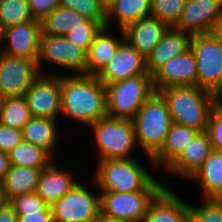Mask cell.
I'll list each match as a JSON object with an SVG mask.
<instances>
[{
    "instance_id": "cell-17",
    "label": "cell",
    "mask_w": 222,
    "mask_h": 222,
    "mask_svg": "<svg viewBox=\"0 0 222 222\" xmlns=\"http://www.w3.org/2000/svg\"><path fill=\"white\" fill-rule=\"evenodd\" d=\"M167 28L165 23L150 15L130 23L123 32L125 40L146 59Z\"/></svg>"
},
{
    "instance_id": "cell-1",
    "label": "cell",
    "mask_w": 222,
    "mask_h": 222,
    "mask_svg": "<svg viewBox=\"0 0 222 222\" xmlns=\"http://www.w3.org/2000/svg\"><path fill=\"white\" fill-rule=\"evenodd\" d=\"M61 113L90 126L106 117V88L93 75H60Z\"/></svg>"
},
{
    "instance_id": "cell-16",
    "label": "cell",
    "mask_w": 222,
    "mask_h": 222,
    "mask_svg": "<svg viewBox=\"0 0 222 222\" xmlns=\"http://www.w3.org/2000/svg\"><path fill=\"white\" fill-rule=\"evenodd\" d=\"M152 82L155 92L175 85L197 86V65L191 48L160 66L152 74Z\"/></svg>"
},
{
    "instance_id": "cell-28",
    "label": "cell",
    "mask_w": 222,
    "mask_h": 222,
    "mask_svg": "<svg viewBox=\"0 0 222 222\" xmlns=\"http://www.w3.org/2000/svg\"><path fill=\"white\" fill-rule=\"evenodd\" d=\"M87 20L74 10L59 6L40 21L43 34L65 36L69 29L81 26Z\"/></svg>"
},
{
    "instance_id": "cell-14",
    "label": "cell",
    "mask_w": 222,
    "mask_h": 222,
    "mask_svg": "<svg viewBox=\"0 0 222 222\" xmlns=\"http://www.w3.org/2000/svg\"><path fill=\"white\" fill-rule=\"evenodd\" d=\"M41 21L33 20L4 29L0 52L37 62L40 50ZM4 45V46H3Z\"/></svg>"
},
{
    "instance_id": "cell-43",
    "label": "cell",
    "mask_w": 222,
    "mask_h": 222,
    "mask_svg": "<svg viewBox=\"0 0 222 222\" xmlns=\"http://www.w3.org/2000/svg\"><path fill=\"white\" fill-rule=\"evenodd\" d=\"M95 222H122V221H119L116 218L109 217L100 212Z\"/></svg>"
},
{
    "instance_id": "cell-35",
    "label": "cell",
    "mask_w": 222,
    "mask_h": 222,
    "mask_svg": "<svg viewBox=\"0 0 222 222\" xmlns=\"http://www.w3.org/2000/svg\"><path fill=\"white\" fill-rule=\"evenodd\" d=\"M102 27L103 26L99 22L88 19L86 22L82 23L81 26L69 29L65 37L88 52L94 37Z\"/></svg>"
},
{
    "instance_id": "cell-6",
    "label": "cell",
    "mask_w": 222,
    "mask_h": 222,
    "mask_svg": "<svg viewBox=\"0 0 222 222\" xmlns=\"http://www.w3.org/2000/svg\"><path fill=\"white\" fill-rule=\"evenodd\" d=\"M164 188L153 179L142 191H101L100 212L122 222H144L150 203Z\"/></svg>"
},
{
    "instance_id": "cell-19",
    "label": "cell",
    "mask_w": 222,
    "mask_h": 222,
    "mask_svg": "<svg viewBox=\"0 0 222 222\" xmlns=\"http://www.w3.org/2000/svg\"><path fill=\"white\" fill-rule=\"evenodd\" d=\"M190 39V34L175 27H168L146 58L147 72L152 75L165 62L186 51L190 47Z\"/></svg>"
},
{
    "instance_id": "cell-5",
    "label": "cell",
    "mask_w": 222,
    "mask_h": 222,
    "mask_svg": "<svg viewBox=\"0 0 222 222\" xmlns=\"http://www.w3.org/2000/svg\"><path fill=\"white\" fill-rule=\"evenodd\" d=\"M95 183L100 191H142L154 178L134 159H108L98 161Z\"/></svg>"
},
{
    "instance_id": "cell-41",
    "label": "cell",
    "mask_w": 222,
    "mask_h": 222,
    "mask_svg": "<svg viewBox=\"0 0 222 222\" xmlns=\"http://www.w3.org/2000/svg\"><path fill=\"white\" fill-rule=\"evenodd\" d=\"M17 214L9 203L0 208V222H16Z\"/></svg>"
},
{
    "instance_id": "cell-30",
    "label": "cell",
    "mask_w": 222,
    "mask_h": 222,
    "mask_svg": "<svg viewBox=\"0 0 222 222\" xmlns=\"http://www.w3.org/2000/svg\"><path fill=\"white\" fill-rule=\"evenodd\" d=\"M32 117L25 96L0 99V123L22 130Z\"/></svg>"
},
{
    "instance_id": "cell-29",
    "label": "cell",
    "mask_w": 222,
    "mask_h": 222,
    "mask_svg": "<svg viewBox=\"0 0 222 222\" xmlns=\"http://www.w3.org/2000/svg\"><path fill=\"white\" fill-rule=\"evenodd\" d=\"M10 165L44 169L52 158L44 149L31 143L22 141L8 152Z\"/></svg>"
},
{
    "instance_id": "cell-40",
    "label": "cell",
    "mask_w": 222,
    "mask_h": 222,
    "mask_svg": "<svg viewBox=\"0 0 222 222\" xmlns=\"http://www.w3.org/2000/svg\"><path fill=\"white\" fill-rule=\"evenodd\" d=\"M16 222H54L51 207L38 213H16Z\"/></svg>"
},
{
    "instance_id": "cell-34",
    "label": "cell",
    "mask_w": 222,
    "mask_h": 222,
    "mask_svg": "<svg viewBox=\"0 0 222 222\" xmlns=\"http://www.w3.org/2000/svg\"><path fill=\"white\" fill-rule=\"evenodd\" d=\"M200 207L189 205L188 222H222V199L206 198Z\"/></svg>"
},
{
    "instance_id": "cell-31",
    "label": "cell",
    "mask_w": 222,
    "mask_h": 222,
    "mask_svg": "<svg viewBox=\"0 0 222 222\" xmlns=\"http://www.w3.org/2000/svg\"><path fill=\"white\" fill-rule=\"evenodd\" d=\"M37 20L31 13L28 0H0V21L4 29Z\"/></svg>"
},
{
    "instance_id": "cell-23",
    "label": "cell",
    "mask_w": 222,
    "mask_h": 222,
    "mask_svg": "<svg viewBox=\"0 0 222 222\" xmlns=\"http://www.w3.org/2000/svg\"><path fill=\"white\" fill-rule=\"evenodd\" d=\"M198 133L193 128L173 122L161 150L152 158L153 167L162 165L167 169Z\"/></svg>"
},
{
    "instance_id": "cell-12",
    "label": "cell",
    "mask_w": 222,
    "mask_h": 222,
    "mask_svg": "<svg viewBox=\"0 0 222 222\" xmlns=\"http://www.w3.org/2000/svg\"><path fill=\"white\" fill-rule=\"evenodd\" d=\"M44 74L33 81L24 96L32 117L57 119L61 113L60 75Z\"/></svg>"
},
{
    "instance_id": "cell-13",
    "label": "cell",
    "mask_w": 222,
    "mask_h": 222,
    "mask_svg": "<svg viewBox=\"0 0 222 222\" xmlns=\"http://www.w3.org/2000/svg\"><path fill=\"white\" fill-rule=\"evenodd\" d=\"M222 17V0H185L178 23L174 26L188 34L213 33Z\"/></svg>"
},
{
    "instance_id": "cell-26",
    "label": "cell",
    "mask_w": 222,
    "mask_h": 222,
    "mask_svg": "<svg viewBox=\"0 0 222 222\" xmlns=\"http://www.w3.org/2000/svg\"><path fill=\"white\" fill-rule=\"evenodd\" d=\"M57 119L31 117L22 128L23 141L44 149L52 156L58 140Z\"/></svg>"
},
{
    "instance_id": "cell-2",
    "label": "cell",
    "mask_w": 222,
    "mask_h": 222,
    "mask_svg": "<svg viewBox=\"0 0 222 222\" xmlns=\"http://www.w3.org/2000/svg\"><path fill=\"white\" fill-rule=\"evenodd\" d=\"M167 102L172 121L199 132L207 130L210 114L218 102L213 93L192 85H175L159 91Z\"/></svg>"
},
{
    "instance_id": "cell-27",
    "label": "cell",
    "mask_w": 222,
    "mask_h": 222,
    "mask_svg": "<svg viewBox=\"0 0 222 222\" xmlns=\"http://www.w3.org/2000/svg\"><path fill=\"white\" fill-rule=\"evenodd\" d=\"M151 15V0H115L107 8V26L114 17L119 29H124L130 23Z\"/></svg>"
},
{
    "instance_id": "cell-4",
    "label": "cell",
    "mask_w": 222,
    "mask_h": 222,
    "mask_svg": "<svg viewBox=\"0 0 222 222\" xmlns=\"http://www.w3.org/2000/svg\"><path fill=\"white\" fill-rule=\"evenodd\" d=\"M105 88L107 116L129 120L155 92L150 74L127 78Z\"/></svg>"
},
{
    "instance_id": "cell-47",
    "label": "cell",
    "mask_w": 222,
    "mask_h": 222,
    "mask_svg": "<svg viewBox=\"0 0 222 222\" xmlns=\"http://www.w3.org/2000/svg\"><path fill=\"white\" fill-rule=\"evenodd\" d=\"M115 0H100V2L108 8Z\"/></svg>"
},
{
    "instance_id": "cell-18",
    "label": "cell",
    "mask_w": 222,
    "mask_h": 222,
    "mask_svg": "<svg viewBox=\"0 0 222 222\" xmlns=\"http://www.w3.org/2000/svg\"><path fill=\"white\" fill-rule=\"evenodd\" d=\"M212 150L208 133L199 132L179 157L167 168V172L190 179L201 167Z\"/></svg>"
},
{
    "instance_id": "cell-45",
    "label": "cell",
    "mask_w": 222,
    "mask_h": 222,
    "mask_svg": "<svg viewBox=\"0 0 222 222\" xmlns=\"http://www.w3.org/2000/svg\"><path fill=\"white\" fill-rule=\"evenodd\" d=\"M6 203L4 195H3V190H2V186L0 183V208Z\"/></svg>"
},
{
    "instance_id": "cell-21",
    "label": "cell",
    "mask_w": 222,
    "mask_h": 222,
    "mask_svg": "<svg viewBox=\"0 0 222 222\" xmlns=\"http://www.w3.org/2000/svg\"><path fill=\"white\" fill-rule=\"evenodd\" d=\"M52 161L42 169L36 193L51 206L68 193L76 182L69 171L57 168Z\"/></svg>"
},
{
    "instance_id": "cell-9",
    "label": "cell",
    "mask_w": 222,
    "mask_h": 222,
    "mask_svg": "<svg viewBox=\"0 0 222 222\" xmlns=\"http://www.w3.org/2000/svg\"><path fill=\"white\" fill-rule=\"evenodd\" d=\"M54 222H95L100 195H93L79 182L51 206Z\"/></svg>"
},
{
    "instance_id": "cell-37",
    "label": "cell",
    "mask_w": 222,
    "mask_h": 222,
    "mask_svg": "<svg viewBox=\"0 0 222 222\" xmlns=\"http://www.w3.org/2000/svg\"><path fill=\"white\" fill-rule=\"evenodd\" d=\"M206 132L212 149L222 150V103L219 101L210 114Z\"/></svg>"
},
{
    "instance_id": "cell-8",
    "label": "cell",
    "mask_w": 222,
    "mask_h": 222,
    "mask_svg": "<svg viewBox=\"0 0 222 222\" xmlns=\"http://www.w3.org/2000/svg\"><path fill=\"white\" fill-rule=\"evenodd\" d=\"M190 48L197 65V86L217 96L222 91V41L214 32L192 35Z\"/></svg>"
},
{
    "instance_id": "cell-15",
    "label": "cell",
    "mask_w": 222,
    "mask_h": 222,
    "mask_svg": "<svg viewBox=\"0 0 222 222\" xmlns=\"http://www.w3.org/2000/svg\"><path fill=\"white\" fill-rule=\"evenodd\" d=\"M141 74H149L146 59L124 39L96 77L107 86Z\"/></svg>"
},
{
    "instance_id": "cell-32",
    "label": "cell",
    "mask_w": 222,
    "mask_h": 222,
    "mask_svg": "<svg viewBox=\"0 0 222 222\" xmlns=\"http://www.w3.org/2000/svg\"><path fill=\"white\" fill-rule=\"evenodd\" d=\"M60 6L107 26V8L100 0H60Z\"/></svg>"
},
{
    "instance_id": "cell-44",
    "label": "cell",
    "mask_w": 222,
    "mask_h": 222,
    "mask_svg": "<svg viewBox=\"0 0 222 222\" xmlns=\"http://www.w3.org/2000/svg\"><path fill=\"white\" fill-rule=\"evenodd\" d=\"M222 41V17L219 19L217 27L214 32Z\"/></svg>"
},
{
    "instance_id": "cell-33",
    "label": "cell",
    "mask_w": 222,
    "mask_h": 222,
    "mask_svg": "<svg viewBox=\"0 0 222 222\" xmlns=\"http://www.w3.org/2000/svg\"><path fill=\"white\" fill-rule=\"evenodd\" d=\"M185 0H151V16L174 27L181 16Z\"/></svg>"
},
{
    "instance_id": "cell-10",
    "label": "cell",
    "mask_w": 222,
    "mask_h": 222,
    "mask_svg": "<svg viewBox=\"0 0 222 222\" xmlns=\"http://www.w3.org/2000/svg\"><path fill=\"white\" fill-rule=\"evenodd\" d=\"M39 75L34 60L0 52V99L24 96Z\"/></svg>"
},
{
    "instance_id": "cell-46",
    "label": "cell",
    "mask_w": 222,
    "mask_h": 222,
    "mask_svg": "<svg viewBox=\"0 0 222 222\" xmlns=\"http://www.w3.org/2000/svg\"><path fill=\"white\" fill-rule=\"evenodd\" d=\"M3 37H4V28H3L2 23L0 21V47L2 46Z\"/></svg>"
},
{
    "instance_id": "cell-42",
    "label": "cell",
    "mask_w": 222,
    "mask_h": 222,
    "mask_svg": "<svg viewBox=\"0 0 222 222\" xmlns=\"http://www.w3.org/2000/svg\"><path fill=\"white\" fill-rule=\"evenodd\" d=\"M10 161L7 152L0 151V182L4 179L5 174L9 170Z\"/></svg>"
},
{
    "instance_id": "cell-24",
    "label": "cell",
    "mask_w": 222,
    "mask_h": 222,
    "mask_svg": "<svg viewBox=\"0 0 222 222\" xmlns=\"http://www.w3.org/2000/svg\"><path fill=\"white\" fill-rule=\"evenodd\" d=\"M42 169L10 165L0 182L6 203L21 195L36 192Z\"/></svg>"
},
{
    "instance_id": "cell-11",
    "label": "cell",
    "mask_w": 222,
    "mask_h": 222,
    "mask_svg": "<svg viewBox=\"0 0 222 222\" xmlns=\"http://www.w3.org/2000/svg\"><path fill=\"white\" fill-rule=\"evenodd\" d=\"M42 60L79 74H86L87 52L65 36L41 34L37 65L39 72Z\"/></svg>"
},
{
    "instance_id": "cell-25",
    "label": "cell",
    "mask_w": 222,
    "mask_h": 222,
    "mask_svg": "<svg viewBox=\"0 0 222 222\" xmlns=\"http://www.w3.org/2000/svg\"><path fill=\"white\" fill-rule=\"evenodd\" d=\"M190 179L201 183L204 199H222V150L212 149Z\"/></svg>"
},
{
    "instance_id": "cell-48",
    "label": "cell",
    "mask_w": 222,
    "mask_h": 222,
    "mask_svg": "<svg viewBox=\"0 0 222 222\" xmlns=\"http://www.w3.org/2000/svg\"><path fill=\"white\" fill-rule=\"evenodd\" d=\"M218 101L222 103V91L217 95Z\"/></svg>"
},
{
    "instance_id": "cell-7",
    "label": "cell",
    "mask_w": 222,
    "mask_h": 222,
    "mask_svg": "<svg viewBox=\"0 0 222 222\" xmlns=\"http://www.w3.org/2000/svg\"><path fill=\"white\" fill-rule=\"evenodd\" d=\"M93 129L99 161L134 158L130 152L136 143L132 120L103 117L89 126Z\"/></svg>"
},
{
    "instance_id": "cell-22",
    "label": "cell",
    "mask_w": 222,
    "mask_h": 222,
    "mask_svg": "<svg viewBox=\"0 0 222 222\" xmlns=\"http://www.w3.org/2000/svg\"><path fill=\"white\" fill-rule=\"evenodd\" d=\"M108 26H104L94 37L87 52L86 74L97 76L114 56L121 42L125 39L120 29V39L107 34Z\"/></svg>"
},
{
    "instance_id": "cell-39",
    "label": "cell",
    "mask_w": 222,
    "mask_h": 222,
    "mask_svg": "<svg viewBox=\"0 0 222 222\" xmlns=\"http://www.w3.org/2000/svg\"><path fill=\"white\" fill-rule=\"evenodd\" d=\"M33 17L42 20L60 6V0H28Z\"/></svg>"
},
{
    "instance_id": "cell-20",
    "label": "cell",
    "mask_w": 222,
    "mask_h": 222,
    "mask_svg": "<svg viewBox=\"0 0 222 222\" xmlns=\"http://www.w3.org/2000/svg\"><path fill=\"white\" fill-rule=\"evenodd\" d=\"M189 205L168 188L150 203L144 222H188Z\"/></svg>"
},
{
    "instance_id": "cell-3",
    "label": "cell",
    "mask_w": 222,
    "mask_h": 222,
    "mask_svg": "<svg viewBox=\"0 0 222 222\" xmlns=\"http://www.w3.org/2000/svg\"><path fill=\"white\" fill-rule=\"evenodd\" d=\"M136 142L152 158L161 150L173 123L167 102L159 92H154L132 119Z\"/></svg>"
},
{
    "instance_id": "cell-36",
    "label": "cell",
    "mask_w": 222,
    "mask_h": 222,
    "mask_svg": "<svg viewBox=\"0 0 222 222\" xmlns=\"http://www.w3.org/2000/svg\"><path fill=\"white\" fill-rule=\"evenodd\" d=\"M9 204L13 207L15 213H38L49 206L36 192L16 197Z\"/></svg>"
},
{
    "instance_id": "cell-38",
    "label": "cell",
    "mask_w": 222,
    "mask_h": 222,
    "mask_svg": "<svg viewBox=\"0 0 222 222\" xmlns=\"http://www.w3.org/2000/svg\"><path fill=\"white\" fill-rule=\"evenodd\" d=\"M23 141L22 130L0 123V151L10 152Z\"/></svg>"
}]
</instances>
